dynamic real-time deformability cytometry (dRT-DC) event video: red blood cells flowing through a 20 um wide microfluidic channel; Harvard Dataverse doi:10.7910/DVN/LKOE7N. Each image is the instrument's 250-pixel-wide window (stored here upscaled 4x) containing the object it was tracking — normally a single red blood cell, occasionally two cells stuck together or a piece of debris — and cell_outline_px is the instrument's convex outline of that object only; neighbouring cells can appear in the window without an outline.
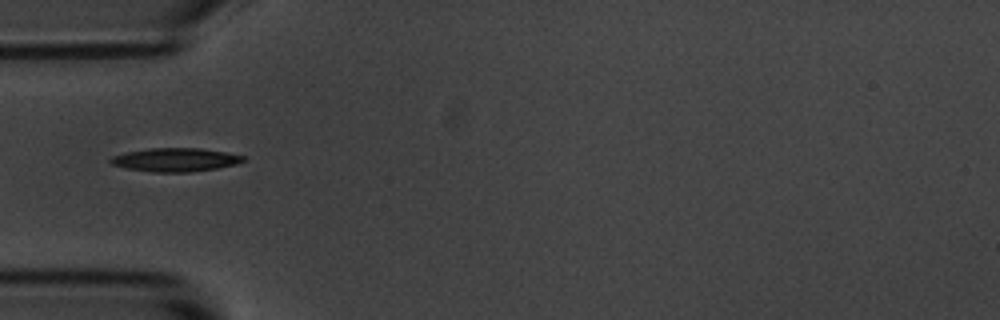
{"species": "common noctule bat (a hibernating species)", "species_latin": "Nyctalus noctula", "temperature_condition": "room temperature", "stored_images_in_passage": 1, "camera_frame_rate_fps": 3000, "um_per_image_px": 0.085, "animal": {"sex": "male", "body_mass_g": 20.1, "forearm_length_mm": 53.5}, "frame": {"image": 1, "passage_image": 1, "time_ms": 0.0, "image_size_px": [1000, 320], "cell_outline_px": [[248, 160], [236, 164], [216, 168], [192, 172], [152, 172], [128, 168], [112, 164], [108, 160], [112, 156], [128, 152], [148, 148], [200, 148], [224, 152], [244, 156]], "centroid_in_image_um": [14.93, 13.58], "position_along_channel_um": 70.1, "area_um2": 18.09}}